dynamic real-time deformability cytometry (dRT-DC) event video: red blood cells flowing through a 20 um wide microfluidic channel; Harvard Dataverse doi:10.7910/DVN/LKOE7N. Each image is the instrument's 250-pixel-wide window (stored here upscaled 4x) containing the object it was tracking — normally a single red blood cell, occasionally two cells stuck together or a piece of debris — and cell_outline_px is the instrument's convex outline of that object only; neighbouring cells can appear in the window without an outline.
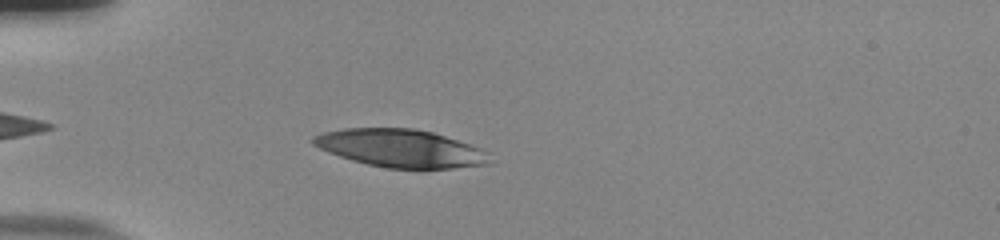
{"species": "human", "species_latin": "Homo sapiens", "temperature_condition": "room temperature", "stored_images_in_passage": 38, "camera_frame_rate_fps": 3000, "um_per_image_px": 0.085, "donor": {"sex": "male"}, "frame": {"image": 1, "passage_image": 4, "time_ms": 1.0, "image_size_px": [1000, 240], "cell_outline_px": [[492, 164], [452, 168], [384, 168], [352, 160], [328, 152], [312, 144], [308, 140], [312, 136], [324, 132], [344, 128], [416, 128], [432, 132], [480, 148]], "centroid_in_image_um": [33.97, 12.6], "position_along_channel_um": 51.0, "area_um2": 38.61}}
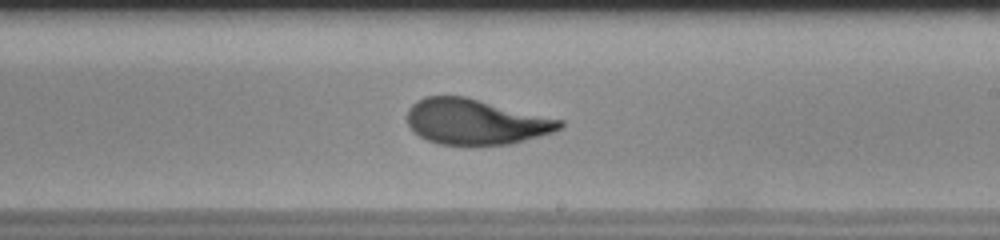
{"frame": {"image": 2, "passage_image": 21, "time_ms": 6.667, "image_size_px": [1000, 240], "cell_outline_px": [[564, 124], [560, 128], [552, 132], [512, 144], [472, 148], [468, 148], [440, 144], [428, 140], [420, 136], [408, 124], [408, 108], [416, 100], [424, 96], [464, 96], [564, 120]], "centroid_in_image_um": [40.43, 10.39], "position_along_channel_um": 248.6, "area_um2": 41.15}}
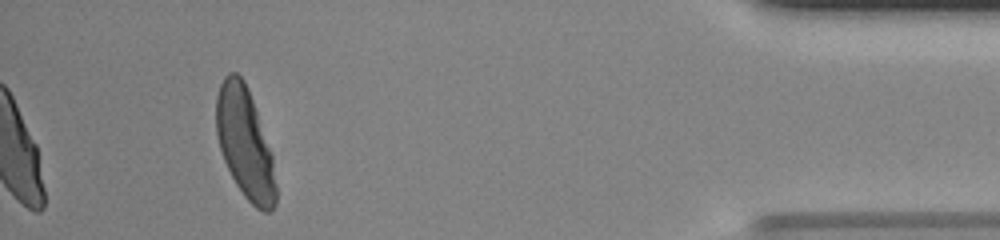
{"frame": {"image": 3, "passage_image": 38, "time_ms": 12.333, "image_size_px": [1000, 240], "cell_outline_px": [[276, 204], [268, 212], [264, 212], [256, 208], [244, 196], [236, 184], [224, 160], [220, 148], [216, 132], [216, 96], [220, 84], [224, 76], [228, 72], [236, 72], [244, 80], [248, 88], [272, 156], [276, 184]], "centroid_in_image_um": [20.8, 12.16], "position_along_channel_um": 414.4, "area_um2": 38.09}, "authors_computed_cell_mechanics": {"area_um2": 41.1536, "velocity_mm_per_s": 3.8552, "shape_relaxation_time_tau1_ms": 5.1937, "shape_relaxation_time_tau2_ms": 0.9887, "deformation_change_tau1": 0.2287, "deformation_change_tau2": 0.0801}}